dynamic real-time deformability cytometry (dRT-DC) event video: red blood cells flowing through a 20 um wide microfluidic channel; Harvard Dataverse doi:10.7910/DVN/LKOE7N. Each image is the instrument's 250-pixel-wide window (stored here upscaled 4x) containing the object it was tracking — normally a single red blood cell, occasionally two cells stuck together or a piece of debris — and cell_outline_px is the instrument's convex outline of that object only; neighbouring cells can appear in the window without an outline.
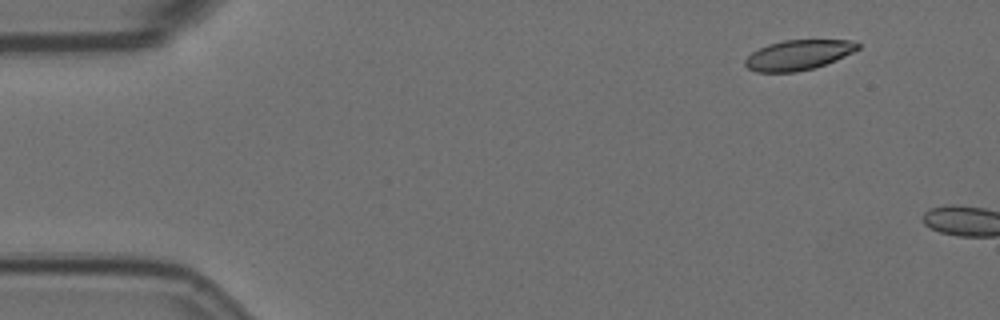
{"species": "Egyptian fruit bat (a non-hibernating species)", "species_latin": "Rousettus aegyptiacus", "temperature_condition": "room temperature", "stored_images_in_passage": 3, "camera_frame_rate_fps": 3000, "um_per_image_px": 0.085, "animal": {"sex": "female"}, "frame": {"image": 1, "passage_image": 2, "time_ms": 0.333, "image_size_px": [1000, 320], "cell_outline_px": [[860, 48], [836, 60], [812, 68], [796, 72], [756, 72], [748, 68], [744, 64], [744, 60], [752, 52], [768, 44], [784, 40], [856, 40], [860, 44]], "centroid_in_image_um": [67.86, 4.66], "position_along_channel_um": 17.1, "area_um2": 19.65}}